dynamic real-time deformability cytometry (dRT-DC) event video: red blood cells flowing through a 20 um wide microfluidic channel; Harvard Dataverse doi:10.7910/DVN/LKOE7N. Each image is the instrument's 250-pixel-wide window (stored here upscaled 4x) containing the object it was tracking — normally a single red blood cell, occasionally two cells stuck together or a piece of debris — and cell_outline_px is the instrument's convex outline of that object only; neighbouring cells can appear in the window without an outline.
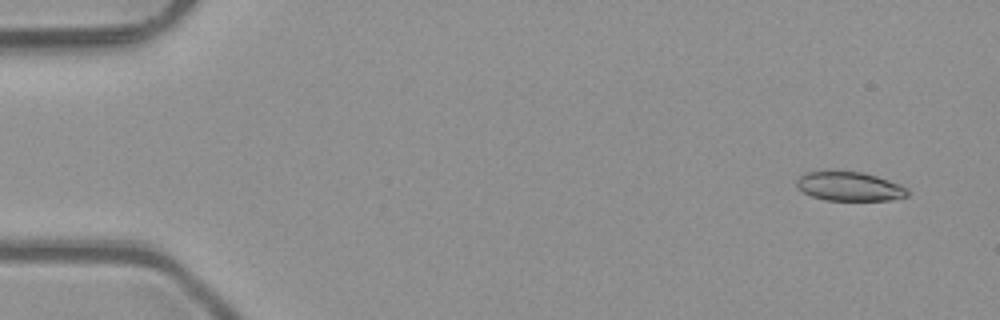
{"species": "common noctule bat (a hibernating species)", "species_latin": "Nyctalus noctula", "temperature_condition": "room temperature", "stored_images_in_passage": 7, "camera_frame_rate_fps": 3000, "um_per_image_px": 0.085, "animal": {"sex": "male", "body_mass_g": 23.1, "forearm_length_mm": 52.7}, "frame": {"image": 1, "passage_image": 2, "time_ms": 0.333, "image_size_px": [1000, 320], "cell_outline_px": [[908, 196], [892, 200], [828, 200], [812, 196], [796, 188], [796, 180], [804, 172], [860, 172], [876, 176], [900, 184], [908, 188]], "centroid_in_image_um": [72.21, 15.85], "position_along_channel_um": 12.8, "area_um2": 18.61}}
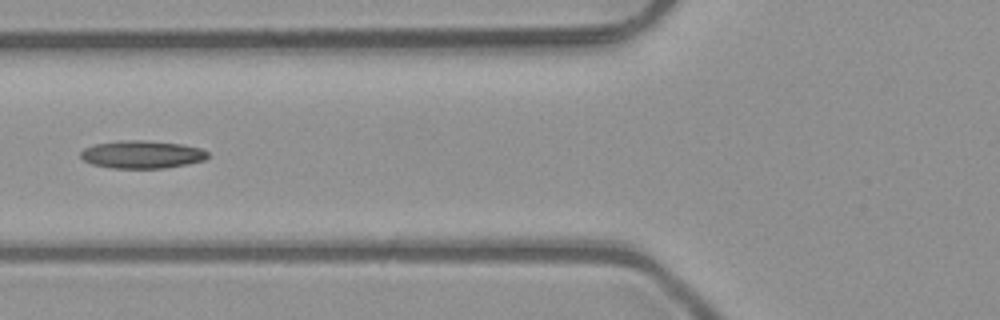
{"frame": {"image": 2, "passage_image": 6, "time_ms": 1.667, "image_size_px": [1000, 320], "cell_outline_px": [[208, 156], [204, 160], [188, 164], [164, 168], [112, 168], [92, 164], [84, 160], [80, 156], [80, 152], [84, 148], [96, 144], [120, 140], [144, 140], [180, 144], [200, 148], [208, 152]], "centroid_in_image_um": [12.06, 13.13], "position_along_channel_um": 113.7, "area_um2": 20.52}}
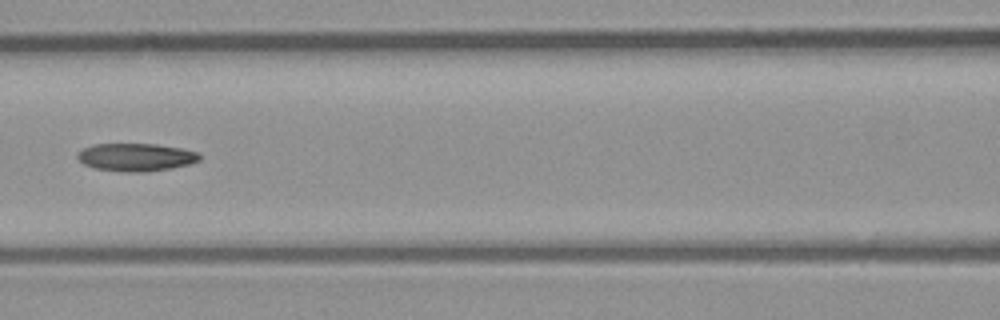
{"frame": {"image": 3, "passage_image": 7, "time_ms": 2.0, "image_size_px": [1000, 320], "cell_outline_px": [[200, 160], [188, 164], [172, 168], [144, 172], [128, 172], [96, 168], [84, 164], [76, 156], [76, 152], [84, 148], [96, 144], [156, 144], [180, 148], [200, 152]], "centroid_in_image_um": [11.57, 13.35], "position_along_channel_um": 155.0, "area_um2": 19.71}}